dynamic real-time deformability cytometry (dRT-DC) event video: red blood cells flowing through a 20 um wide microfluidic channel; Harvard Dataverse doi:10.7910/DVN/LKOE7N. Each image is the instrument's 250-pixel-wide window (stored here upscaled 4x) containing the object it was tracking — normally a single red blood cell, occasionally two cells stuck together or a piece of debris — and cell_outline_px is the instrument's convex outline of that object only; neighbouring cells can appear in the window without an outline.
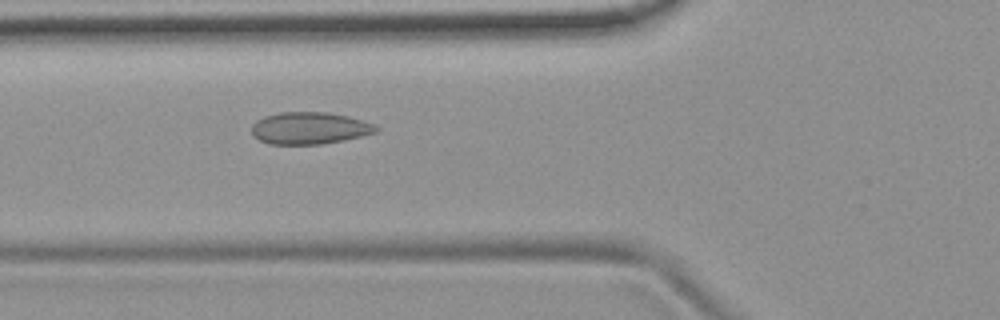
{"species": "common noctule bat (a hibernating species)", "species_latin": "Nyctalus noctula", "temperature_condition": "room temperature", "stored_images_in_passage": 38, "camera_frame_rate_fps": 3000, "um_per_image_px": 0.085, "animal": {"sex": "female", "body_mass_g": 19.9}, "frame": {"image": 1, "passage_image": 4, "time_ms": 1.0, "image_size_px": [1000, 320], "cell_outline_px": [[380, 128], [376, 132], [344, 140], [320, 144], [268, 144], [252, 136], [252, 124], [256, 120], [264, 116], [280, 112], [328, 112], [348, 116], [376, 124]], "centroid_in_image_um": [26.3, 10.88], "position_along_channel_um": 99.5, "area_um2": 23.35}}
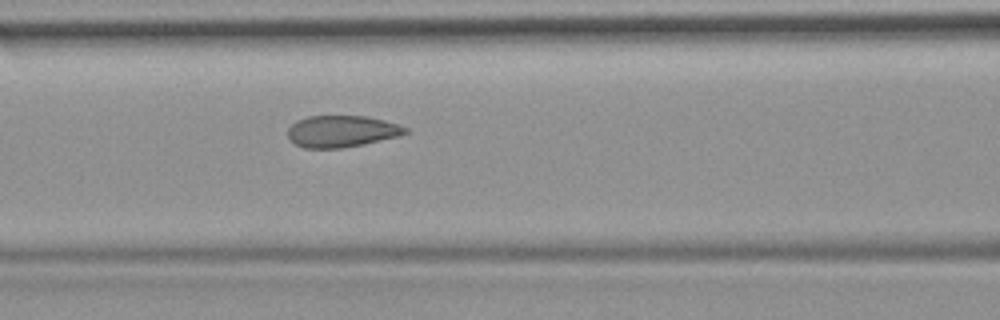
{"frame": {"image": 2, "passage_image": 7, "time_ms": 2.0, "image_size_px": [1000, 320], "cell_outline_px": [[408, 132], [400, 136], [364, 144], [340, 148], [304, 148], [296, 144], [288, 136], [288, 128], [296, 120], [308, 116], [368, 116], [384, 120], [408, 128]], "centroid_in_image_um": [29.05, 11.16], "position_along_channel_um": 137.6, "area_um2": 21.68}}
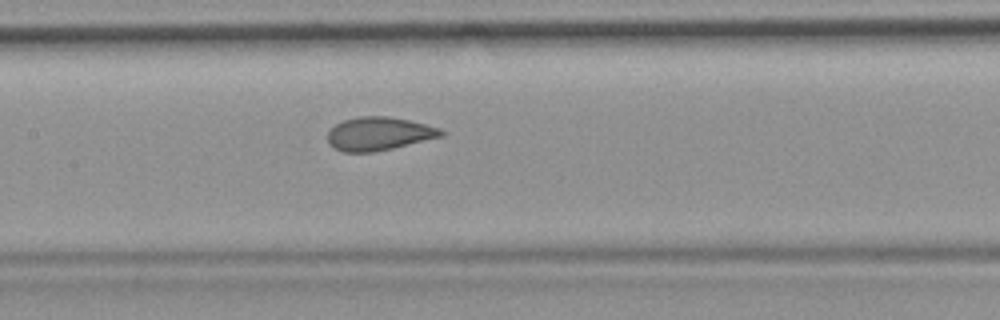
{"frame": {"image": 3, "passage_image": 10, "time_ms": 3.0, "image_size_px": [1000, 320], "cell_outline_px": [[444, 136], [392, 148], [372, 152], [344, 152], [328, 144], [328, 132], [336, 124], [344, 120], [356, 116], [388, 116], [408, 120], [440, 128], [444, 132]], "centroid_in_image_um": [32.2, 11.36], "position_along_channel_um": 175.2, "area_um2": 21.91}, "authors_computed_cell_mechanics": {"area_um2": 22.4553, "velocity_mm_per_s": 3.7725, "shape_relaxation_time_tau1_ms": null, "shape_relaxation_time_tau2_ms": 0.822, "deformation_change_tau1": null, "deformation_change_tau2": 0.0624}}